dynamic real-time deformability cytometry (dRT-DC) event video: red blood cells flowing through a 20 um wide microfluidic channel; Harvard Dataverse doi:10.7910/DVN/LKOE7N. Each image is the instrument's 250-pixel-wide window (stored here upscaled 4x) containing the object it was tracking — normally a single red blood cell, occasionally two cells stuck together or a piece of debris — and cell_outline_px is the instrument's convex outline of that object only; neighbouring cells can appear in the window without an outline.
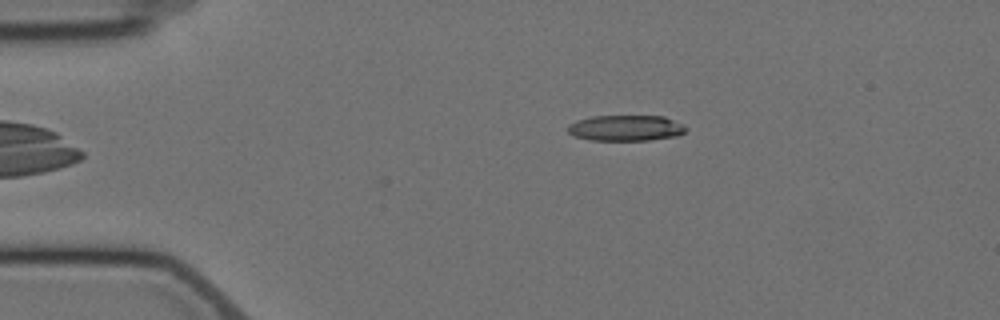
{"species": "Egyptian fruit bat (a non-hibernating species)", "species_latin": "Rousettus aegyptiacus", "temperature_condition": "cold", "stored_images_in_passage": 2, "camera_frame_rate_fps": 3000, "um_per_image_px": 0.085, "animal": {"sex": "female"}, "frame": {"image": 1, "passage_image": 1, "time_ms": 0.0, "image_size_px": [1000, 320], "cell_outline_px": [[688, 128], [684, 132], [676, 136], [648, 140], [588, 140], [572, 136], [568, 132], [568, 124], [576, 120], [592, 116], [664, 116], [684, 124]], "centroid_in_image_um": [53.17, 10.88], "position_along_channel_um": 31.8, "area_um2": 17.92}}